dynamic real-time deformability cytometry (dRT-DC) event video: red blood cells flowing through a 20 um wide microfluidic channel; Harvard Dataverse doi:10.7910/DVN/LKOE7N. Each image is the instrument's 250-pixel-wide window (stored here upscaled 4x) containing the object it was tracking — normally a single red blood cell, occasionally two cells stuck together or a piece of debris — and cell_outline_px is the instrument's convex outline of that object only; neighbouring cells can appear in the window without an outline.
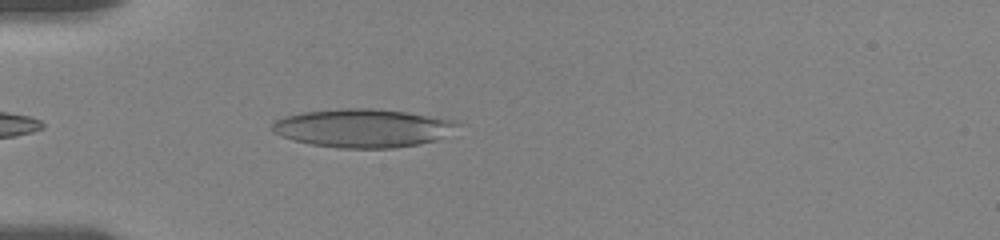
{"species": "human", "species_latin": "Homo sapiens", "temperature_condition": "room temperature", "stored_images_in_passage": 43, "camera_frame_rate_fps": 3000, "um_per_image_px": 0.085, "donor": {"sex": "female"}, "frame": {"image": 1, "passage_image": 4, "time_ms": 1.0, "image_size_px": [1000, 240], "cell_outline_px": [[464, 124], [436, 140], [420, 144], [392, 148], [340, 148], [312, 144], [292, 140], [272, 132], [272, 124], [276, 120], [284, 116], [304, 112], [340, 108], [372, 108], [404, 112], [456, 120]], "centroid_in_image_um": [30.85, 10.88], "position_along_channel_um": 54.1, "area_um2": 41.5}}
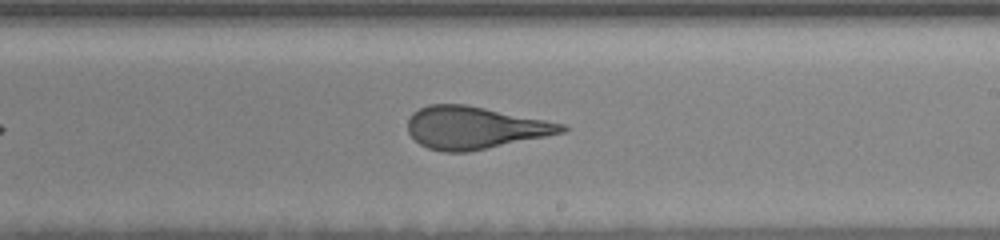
{"frame": {"image": 2, "passage_image": 21, "time_ms": 6.667, "image_size_px": [1000, 240], "cell_outline_px": [[568, 128], [564, 132], [468, 152], [444, 152], [428, 148], [420, 144], [408, 132], [408, 120], [412, 112], [428, 104], [464, 104], [564, 124]], "centroid_in_image_um": [40.28, 10.85], "position_along_channel_um": 248.7, "area_um2": 37.45}}
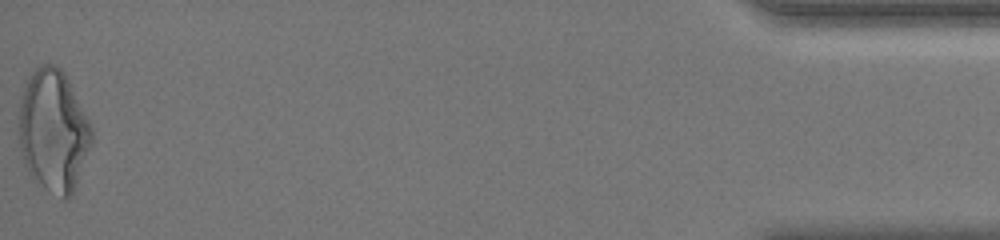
{"frame": {"image": 3, "passage_image": 43, "time_ms": 14.0, "image_size_px": [1000, 240], "cell_outline_px": [[92, 140], [72, 196], [64, 200], [44, 188], [32, 180], [28, 172], [20, 148], [20, 100], [24, 88], [32, 72], [40, 64], [56, 64], [64, 72], [92, 128]], "centroid_in_image_um": [4.53, 11.14], "position_along_channel_um": 430.7, "area_um2": 51.21}, "authors_computed_cell_mechanics": {"area_um2": 39.4774, "velocity_mm_per_s": 3.636, "shape_relaxation_time_tau1_ms": 7.1436, "shape_relaxation_time_tau2_ms": 1.2128, "deformation_change_tau1": 0.2019, "deformation_change_tau2": 0.1209}}